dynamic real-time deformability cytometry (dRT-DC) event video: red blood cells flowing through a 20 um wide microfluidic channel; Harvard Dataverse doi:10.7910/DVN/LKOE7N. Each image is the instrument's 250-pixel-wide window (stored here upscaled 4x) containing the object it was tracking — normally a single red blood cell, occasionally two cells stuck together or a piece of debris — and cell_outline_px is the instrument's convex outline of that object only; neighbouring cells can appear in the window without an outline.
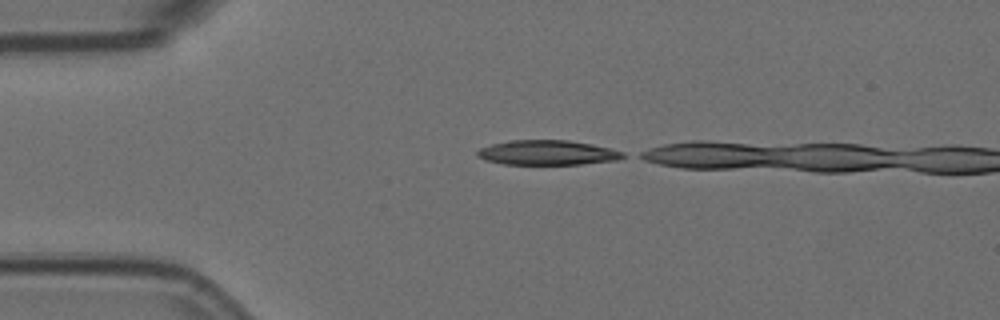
{"species": "Egyptian fruit bat (a non-hibernating species)", "species_latin": "Rousettus aegyptiacus", "temperature_condition": "room temperature", "stored_images_in_passage": 16, "camera_frame_rate_fps": 3000, "um_per_image_px": 0.085, "animal": {"sex": "female"}, "frame": {"image": 1, "passage_image": 1, "time_ms": 0.0, "image_size_px": [1000, 320], "cell_outline_px": [[628, 156], [616, 160], [580, 164], [504, 164], [484, 160], [476, 156], [476, 152], [480, 148], [492, 144], [512, 140], [568, 140], [592, 144], [624, 152]], "centroid_in_image_um": [46.52, 12.97], "position_along_channel_um": 38.5, "area_um2": 20.98}}
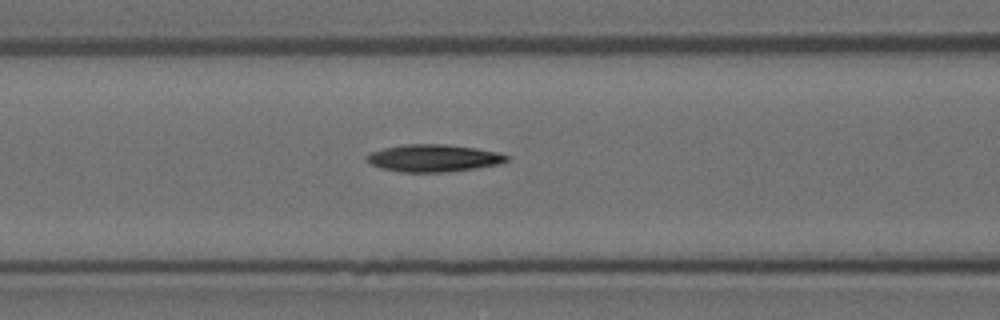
{"frame": {"image": 2, "passage_image": 11, "time_ms": 3.333, "image_size_px": [1000, 320], "cell_outline_px": [[508, 160], [500, 164], [476, 168], [448, 172], [400, 172], [380, 168], [368, 164], [364, 160], [364, 156], [372, 152], [384, 148], [404, 144], [448, 144], [476, 148], [500, 152], [508, 156]], "centroid_in_image_um": [36.82, 13.44], "position_along_channel_um": 129.8, "area_um2": 22.6}}
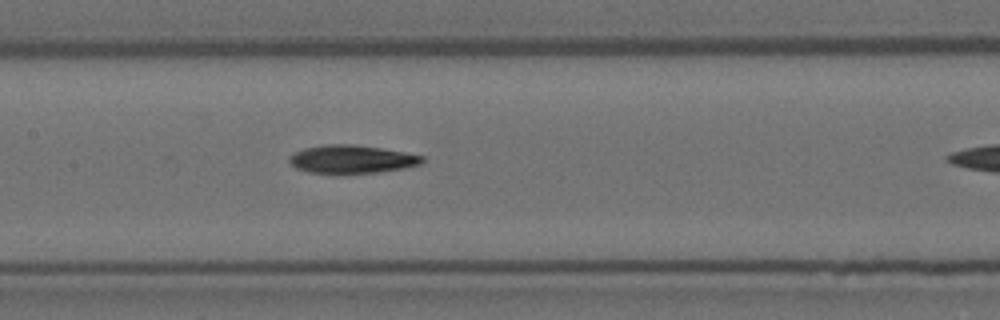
{"frame": {"image": 3, "passage_image": 15, "time_ms": 4.667, "image_size_px": [1000, 320], "cell_outline_px": [[424, 160], [420, 164], [404, 168], [380, 172], [344, 176], [308, 172], [296, 168], [288, 160], [288, 156], [304, 148], [324, 144], [352, 144], [380, 148], [404, 152], [424, 156]], "centroid_in_image_um": [29.86, 13.57], "position_along_channel_um": 177.5, "area_um2": 22.48}}